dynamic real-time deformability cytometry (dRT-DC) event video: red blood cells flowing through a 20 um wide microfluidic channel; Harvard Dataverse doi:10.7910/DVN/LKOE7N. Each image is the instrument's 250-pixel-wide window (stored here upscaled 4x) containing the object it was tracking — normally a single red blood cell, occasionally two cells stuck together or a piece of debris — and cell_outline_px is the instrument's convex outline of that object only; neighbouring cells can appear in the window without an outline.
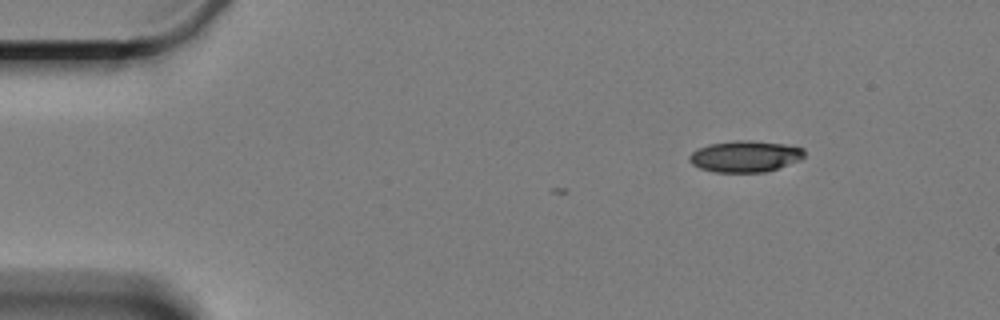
{"species": "Egyptian fruit bat (a non-hibernating species)", "species_latin": "Rousettus aegyptiacus", "temperature_condition": "cold", "stored_images_in_passage": 2, "camera_frame_rate_fps": 3000, "um_per_image_px": 0.085, "animal": {"sex": "female"}, "frame": {"image": 1, "passage_image": 2, "time_ms": 0.333, "image_size_px": [1000, 320], "cell_outline_px": [[804, 156], [800, 160], [764, 172], [716, 172], [700, 168], [692, 164], [688, 160], [688, 156], [692, 152], [708, 144], [736, 140], [752, 140], [784, 144], [804, 148]], "centroid_in_image_um": [63.32, 13.28], "position_along_channel_um": 21.7, "area_um2": 20.92}}